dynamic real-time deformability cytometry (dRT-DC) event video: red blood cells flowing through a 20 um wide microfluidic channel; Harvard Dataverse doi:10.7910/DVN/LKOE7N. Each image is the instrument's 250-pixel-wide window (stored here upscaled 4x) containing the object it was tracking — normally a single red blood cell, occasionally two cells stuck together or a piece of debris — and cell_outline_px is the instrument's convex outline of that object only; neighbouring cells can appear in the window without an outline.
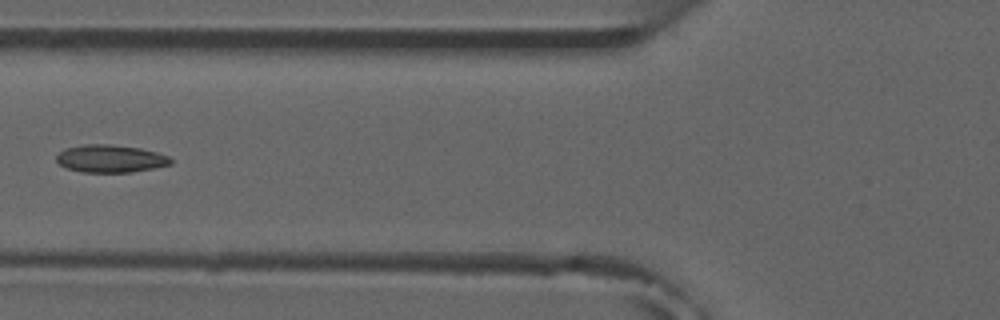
{"species": "common noctule bat (a hibernating species)", "species_latin": "Nyctalus noctula", "temperature_condition": "room temperature", "stored_images_in_passage": 6, "camera_frame_rate_fps": 3000, "um_per_image_px": 0.085, "animal": {"sex": "male", "forearm_length_mm": 52.5}, "frame": {"image": 1, "passage_image": 6, "time_ms": 6.667, "image_size_px": [1000, 320], "cell_outline_px": [[172, 164], [132, 172], [84, 172], [68, 168], [60, 164], [56, 160], [56, 156], [64, 148], [84, 144], [112, 144], [140, 148], [156, 152], [168, 156], [172, 160]], "centroid_in_image_um": [9.38, 13.47], "position_along_channel_um": 116.4, "area_um2": 18.32}}